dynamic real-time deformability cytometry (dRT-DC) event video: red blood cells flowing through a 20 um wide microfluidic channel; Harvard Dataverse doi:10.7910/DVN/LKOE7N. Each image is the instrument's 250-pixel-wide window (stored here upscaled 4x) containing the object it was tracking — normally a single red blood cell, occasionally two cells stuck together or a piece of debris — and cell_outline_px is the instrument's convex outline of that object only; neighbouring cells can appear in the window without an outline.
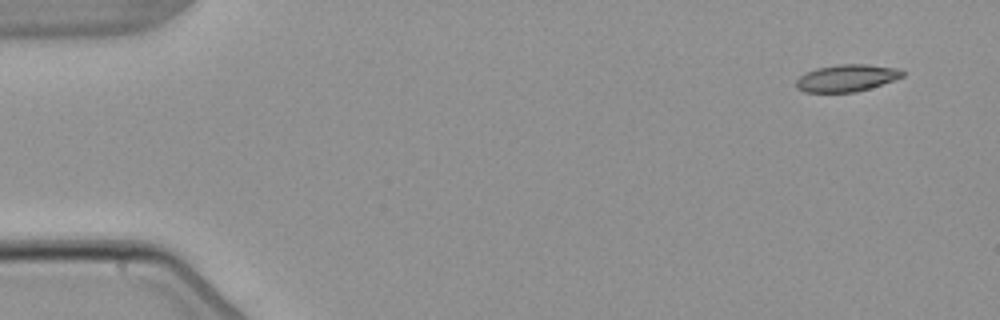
{"species": "common noctule bat (a hibernating species)", "species_latin": "Nyctalus noctula", "temperature_condition": "warm", "stored_images_in_passage": 6, "camera_frame_rate_fps": 3000, "um_per_image_px": 0.085, "animal": {"sex": "male", "body_mass_g": 21.5, "forearm_length_mm": 52.0}, "frame": {"image": 1, "passage_image": 1, "time_ms": 0.0, "image_size_px": [1000, 320], "cell_outline_px": [[904, 76], [856, 92], [804, 92], [796, 88], [796, 80], [800, 76], [816, 68], [840, 64], [868, 64], [896, 68], [904, 72]], "centroid_in_image_um": [71.93, 6.63], "position_along_channel_um": 13.1, "area_um2": 16.53}}
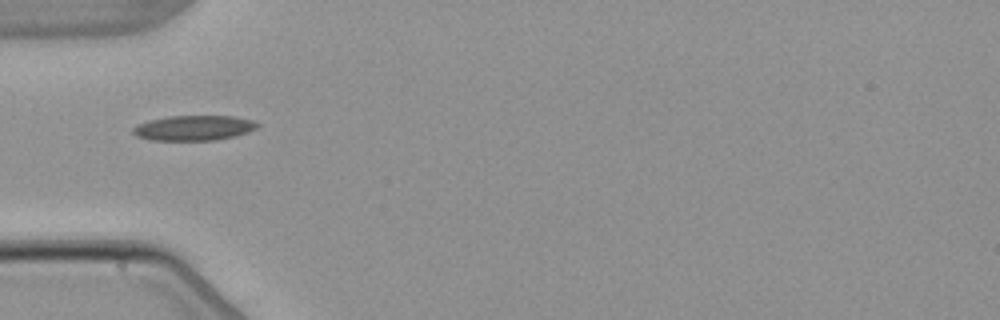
{"frame": {"image": 2, "passage_image": 4, "time_ms": 4.667, "image_size_px": [1000, 320], "cell_outline_px": [[260, 124], [256, 128], [248, 132], [236, 136], [216, 140], [148, 140], [136, 136], [132, 132], [132, 128], [136, 124], [148, 120], [168, 116], [232, 116], [252, 120]], "centroid_in_image_um": [16.44, 10.87], "position_along_channel_um": 68.6, "area_um2": 18.32}}